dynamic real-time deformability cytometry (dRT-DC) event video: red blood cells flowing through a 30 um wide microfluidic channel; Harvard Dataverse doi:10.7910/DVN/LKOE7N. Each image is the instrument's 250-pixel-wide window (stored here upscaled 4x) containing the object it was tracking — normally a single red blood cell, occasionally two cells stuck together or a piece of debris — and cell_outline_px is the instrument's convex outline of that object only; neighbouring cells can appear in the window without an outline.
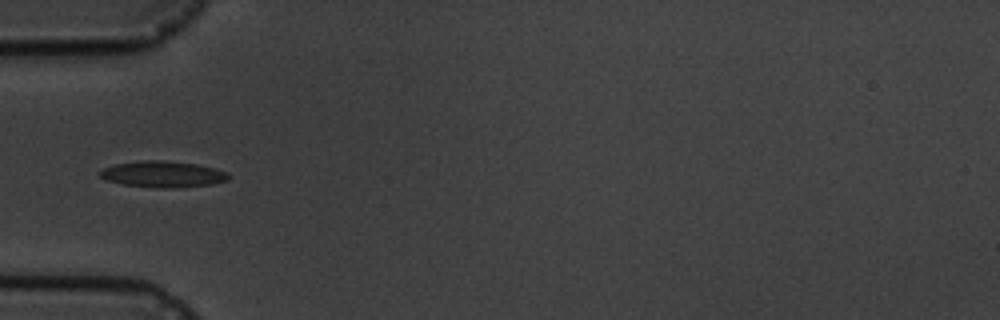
{"species": "common noctule bat (a hibernating species)", "species_latin": "Nyctalus noctula", "temperature_condition": "cold", "stored_images_in_passage": 14, "camera_frame_rate_fps": 3000, "um_per_image_px": 0.085, "animal": {"sex": "male", "body_mass_g": 19.5, "forearm_length_mm": 54.6}, "frame": {"image": 1, "passage_image": 4, "time_ms": 4.333, "image_size_px": [1000, 320], "cell_outline_px": [[228, 180], [212, 184], [172, 188], [156, 188], [124, 184], [108, 180], [100, 176], [96, 172], [100, 168], [116, 164], [140, 160], [164, 160], [196, 164], [216, 168], [228, 172]], "centroid_in_image_um": [13.81, 14.8], "position_along_channel_um": 71.2, "area_um2": 19.77}}
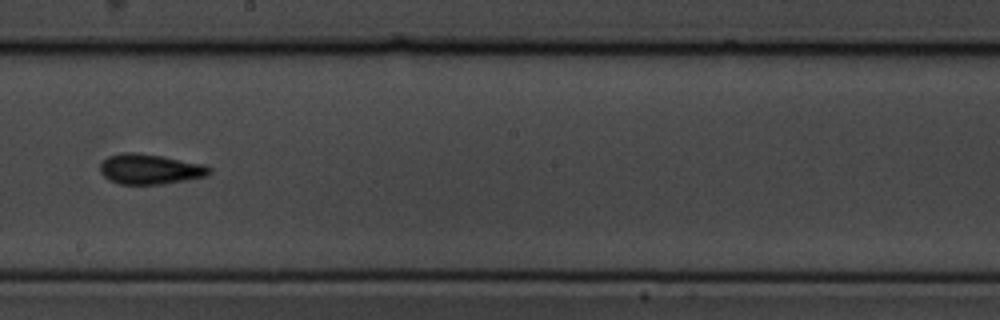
{"frame": {"image": 2, "passage_image": 8, "time_ms": 9.0, "image_size_px": [1000, 320], "cell_outline_px": [[212, 172], [208, 176], [164, 184], [120, 184], [108, 180], [100, 172], [100, 164], [108, 156], [124, 152], [136, 152], [160, 156], [204, 164], [212, 168]], "centroid_in_image_um": [12.76, 14.38], "position_along_channel_um": 235.4, "area_um2": 19.31}}
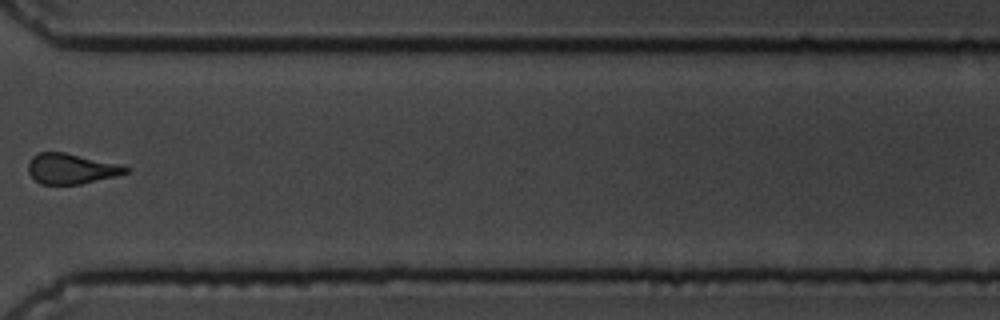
{"frame": {"image": 3, "passage_image": 11, "time_ms": 12.667, "image_size_px": [1000, 320], "cell_outline_px": [[128, 172], [116, 176], [80, 184], [40, 184], [28, 172], [28, 164], [32, 156], [40, 152], [64, 152], [120, 164], [128, 168]], "centroid_in_image_um": [6.04, 14.34], "position_along_channel_um": 364.6, "area_um2": 17.11}, "authors_computed_cell_mechanics": {"area_um2": 18.1781, "velocity_mm_per_s": 3.52, "shape_relaxation_time_tau1_ms": 5.3618, "shape_relaxation_time_tau2_ms": 3.0219, "deformation_change_tau1": 0.1474, "deformation_change_tau2": 0.0853}}